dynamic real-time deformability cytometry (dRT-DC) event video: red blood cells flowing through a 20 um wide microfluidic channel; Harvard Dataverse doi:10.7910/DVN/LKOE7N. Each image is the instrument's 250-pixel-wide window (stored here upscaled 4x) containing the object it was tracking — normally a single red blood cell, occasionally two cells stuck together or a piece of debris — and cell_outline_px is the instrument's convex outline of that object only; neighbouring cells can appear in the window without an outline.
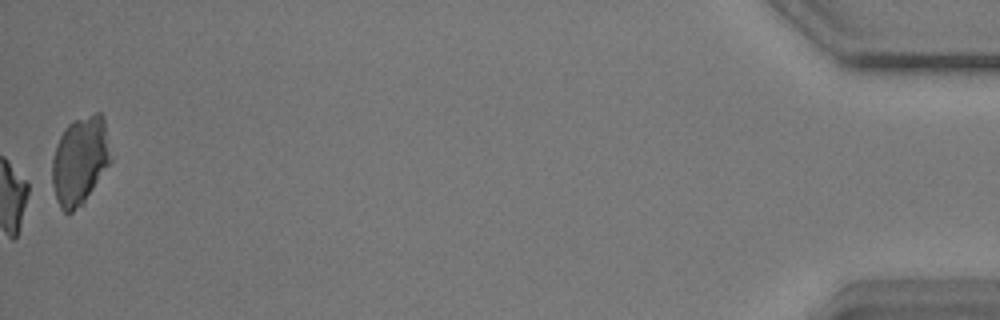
{"species": "common noctule bat (a hibernating species)", "species_latin": "Nyctalus noctula", "temperature_condition": "warm", "stored_images_in_passage": 38, "camera_frame_rate_fps": 3000, "um_per_image_px": 0.085, "animal": {"sex": "male", "body_mass_g": 17.9}, "frame": {"image": 1, "passage_image": 38, "time_ms": 12.333, "image_size_px": [1000, 320], "cell_outline_px": [[112, 160], [84, 204], [72, 212], [64, 212], [60, 208], [56, 200], [52, 184], [52, 160], [56, 144], [64, 128], [72, 120], [96, 112], [100, 112], [104, 116], [112, 156]], "centroid_in_image_um": [6.81, 13.64], "position_along_channel_um": 428.4, "area_um2": 30.69}}